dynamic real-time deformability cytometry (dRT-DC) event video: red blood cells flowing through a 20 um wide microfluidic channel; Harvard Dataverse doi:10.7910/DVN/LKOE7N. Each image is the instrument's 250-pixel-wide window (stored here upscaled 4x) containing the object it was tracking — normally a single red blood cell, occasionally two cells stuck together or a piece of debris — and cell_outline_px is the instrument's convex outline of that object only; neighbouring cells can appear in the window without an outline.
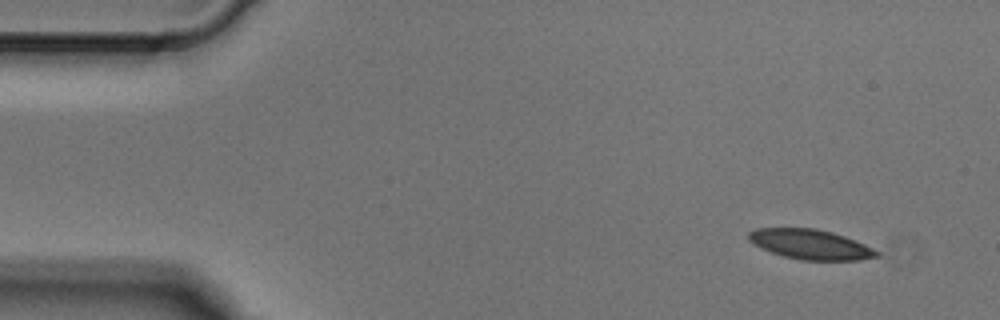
{"species": "Egyptian fruit bat (a non-hibernating species)", "species_latin": "Rousettus aegyptiacus", "temperature_condition": "cold", "stored_images_in_passage": 4, "camera_frame_rate_fps": 3000, "um_per_image_px": 0.085, "animal": {"sex": "male"}, "frame": {"image": 1, "passage_image": 1, "time_ms": 0.0, "image_size_px": [1000, 320], "cell_outline_px": [[880, 256], [860, 260], [800, 260], [784, 256], [760, 248], [752, 244], [748, 240], [748, 232], [756, 228], [816, 228], [832, 232], [856, 240], [880, 252]], "centroid_in_image_um": [68.88, 20.77], "position_along_channel_um": 16.1, "area_um2": 22.43}}
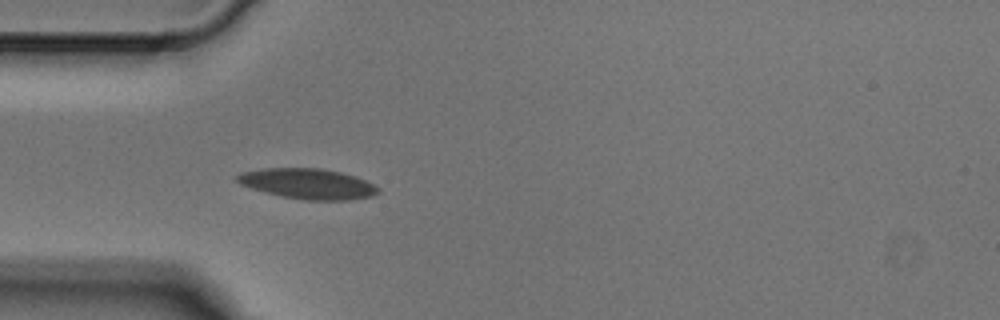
{"frame": {"image": 2, "passage_image": 4, "time_ms": 1.0, "image_size_px": [1000, 320], "cell_outline_px": [[380, 192], [372, 196], [348, 200], [304, 200], [284, 196], [252, 188], [240, 184], [236, 180], [236, 176], [240, 172], [264, 168], [320, 168], [340, 172], [356, 176], [380, 188]], "centroid_in_image_um": [26.18, 15.61], "position_along_channel_um": 58.8, "area_um2": 24.8}}